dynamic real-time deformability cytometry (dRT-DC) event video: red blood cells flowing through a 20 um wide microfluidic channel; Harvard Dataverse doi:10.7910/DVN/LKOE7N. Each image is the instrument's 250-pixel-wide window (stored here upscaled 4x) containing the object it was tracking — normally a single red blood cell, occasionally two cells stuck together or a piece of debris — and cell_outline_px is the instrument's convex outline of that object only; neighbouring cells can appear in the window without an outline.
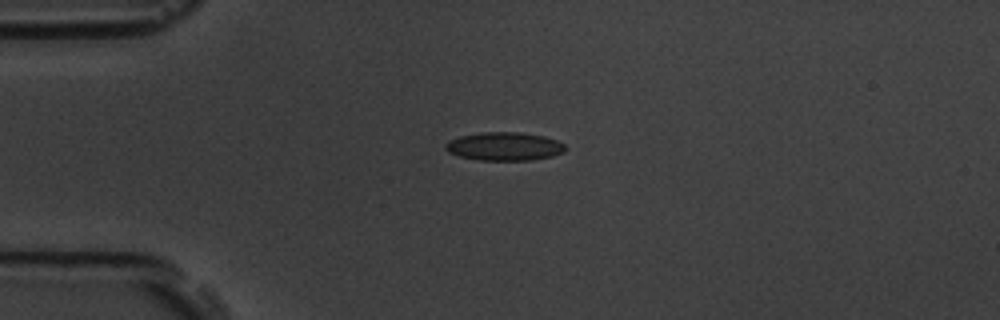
{"species": "common noctule bat (a hibernating species)", "species_latin": "Nyctalus noctula", "temperature_condition": "room temperature", "stored_images_in_passage": 2, "camera_frame_rate_fps": 3000, "um_per_image_px": 0.085, "animal": {"sex": "male", "body_mass_g": 19.5, "forearm_length_mm": 54.6}, "frame": {"image": 1, "passage_image": 1, "time_ms": 0.0, "image_size_px": [1000, 320], "cell_outline_px": [[568, 148], [564, 152], [552, 156], [532, 160], [480, 160], [460, 156], [448, 152], [444, 148], [444, 144], [448, 140], [460, 136], [480, 132], [520, 132], [544, 136], [556, 140], [564, 144]], "centroid_in_image_um": [42.87, 12.44], "position_along_channel_um": 42.1, "area_um2": 19.94}}